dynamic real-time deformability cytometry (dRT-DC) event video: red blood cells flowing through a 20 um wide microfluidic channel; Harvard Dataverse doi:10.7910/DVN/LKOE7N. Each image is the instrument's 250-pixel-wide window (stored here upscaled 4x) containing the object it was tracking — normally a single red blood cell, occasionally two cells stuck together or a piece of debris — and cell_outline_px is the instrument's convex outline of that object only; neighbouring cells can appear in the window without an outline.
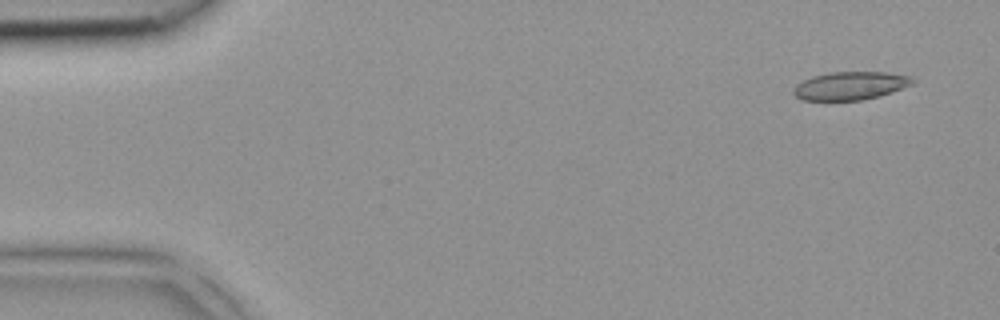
{"species": "common noctule bat (a hibernating species)", "species_latin": "Nyctalus noctula", "temperature_condition": "room temperature", "stored_images_in_passage": 3, "segment_of_instrument_passage": [2, 2], "camera_frame_rate_fps": 3000, "um_per_image_px": 0.085, "animal": {"sex": "female", "body_mass_g": 18.4}, "frame": {"image": 1, "passage_image": 3, "time_ms": 0.667, "image_size_px": [1000, 320], "cell_outline_px": [[916, 84], [880, 96], [864, 100], [804, 100], [796, 96], [792, 92], [792, 88], [796, 84], [812, 76], [828, 72], [888, 72], [912, 76], [916, 80]], "centroid_in_image_um": [72.34, 7.28], "position_along_channel_um": 12.7, "area_um2": 19.88}}